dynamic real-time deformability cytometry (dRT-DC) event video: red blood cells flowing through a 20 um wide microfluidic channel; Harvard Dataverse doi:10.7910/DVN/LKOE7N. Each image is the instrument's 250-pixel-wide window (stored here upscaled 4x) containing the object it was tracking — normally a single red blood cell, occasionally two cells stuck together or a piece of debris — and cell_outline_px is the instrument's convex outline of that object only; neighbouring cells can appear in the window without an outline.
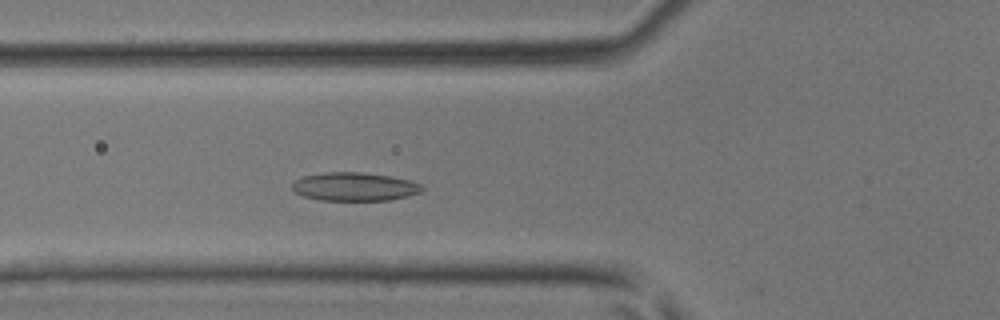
{"species": "common noctule bat (a hibernating species)", "species_latin": "Nyctalus noctula", "temperature_condition": "room temperature", "stored_images_in_passage": 41, "camera_frame_rate_fps": 3000, "um_per_image_px": 0.085, "animal": {"sex": "male", "body_mass_g": 17.9, "forearm_length_mm": 54.2}, "frame": {"image": 1, "passage_image": 13, "time_ms": 4.0, "image_size_px": [1000, 320], "cell_outline_px": [[424, 188], [420, 192], [408, 196], [388, 200], [320, 200], [304, 196], [296, 192], [292, 188], [292, 184], [296, 180], [304, 176], [324, 172], [360, 172], [392, 176], [424, 184]], "centroid_in_image_um": [30.17, 15.86], "position_along_channel_um": 95.6, "area_um2": 21.5}}
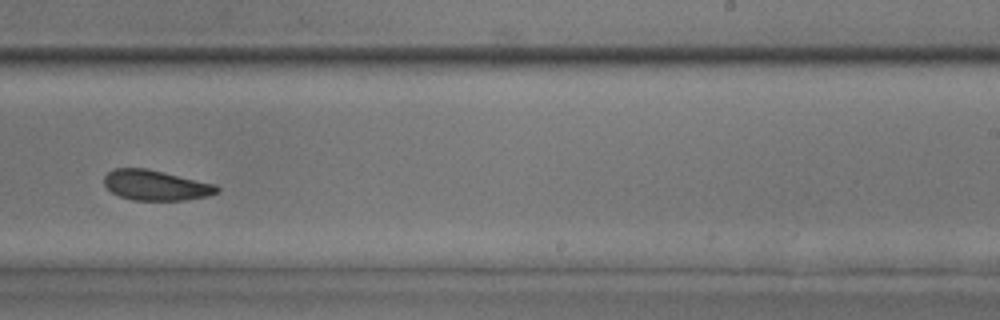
{"frame": {"image": 2, "passage_image": 25, "time_ms": 8.0, "image_size_px": [1000, 320], "cell_outline_px": [[220, 192], [208, 196], [184, 200], [132, 200], [120, 196], [112, 192], [104, 184], [104, 176], [108, 172], [116, 168], [144, 168], [216, 184], [220, 188]], "centroid_in_image_um": [13.26, 15.75], "position_along_channel_um": 275.7, "area_um2": 19.77}}
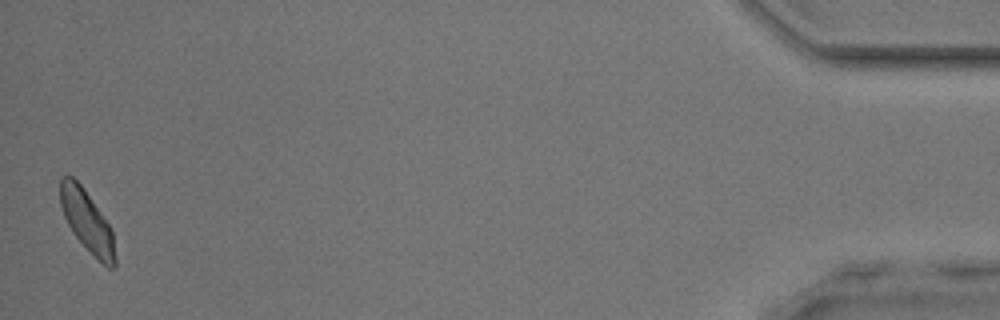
{"frame": {"image": 3, "passage_image": 41, "time_ms": 13.333, "image_size_px": [1000, 320], "cell_outline_px": [[116, 264], [112, 268], [108, 268], [72, 232], [64, 216], [60, 204], [60, 176], [72, 176], [80, 184], [112, 228], [116, 260]], "centroid_in_image_um": [7.39, 18.77], "position_along_channel_um": 427.8, "area_um2": 19.13}}